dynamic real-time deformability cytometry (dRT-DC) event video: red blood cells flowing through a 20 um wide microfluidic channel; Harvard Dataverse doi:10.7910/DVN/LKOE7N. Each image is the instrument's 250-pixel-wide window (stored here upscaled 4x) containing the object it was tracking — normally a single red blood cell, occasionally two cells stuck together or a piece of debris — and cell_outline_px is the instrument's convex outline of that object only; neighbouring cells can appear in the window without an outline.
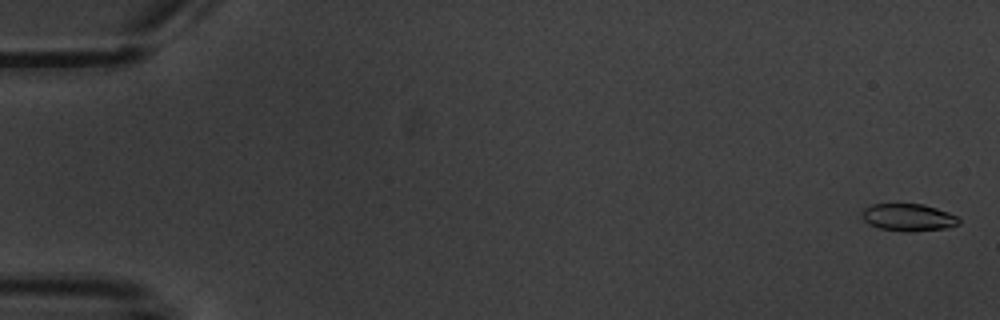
{"species": "common noctule bat (a hibernating species)", "species_latin": "Nyctalus noctula", "temperature_condition": "warm", "stored_images_in_passage": 5, "camera_frame_rate_fps": 3000, "um_per_image_px": 0.085, "animal": {"sex": "male", "body_mass_g": 20.1, "forearm_length_mm": 53.5}, "frame": {"image": 1, "passage_image": 1, "time_ms": 0.0, "image_size_px": [1000, 320], "cell_outline_px": [[960, 224], [944, 228], [912, 232], [904, 232], [880, 228], [868, 224], [860, 216], [860, 212], [864, 208], [872, 204], [924, 204], [948, 212], [956, 216], [960, 220]], "centroid_in_image_um": [77.17, 18.48], "position_along_channel_um": 7.8, "area_um2": 15.55}}
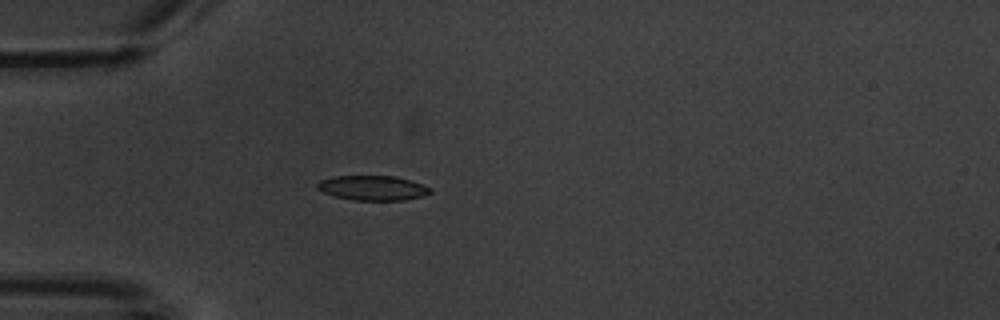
{"frame": {"image": 2, "passage_image": 5, "time_ms": 5.333, "image_size_px": [1000, 320], "cell_outline_px": [[432, 192], [424, 196], [404, 200], [352, 200], [336, 196], [324, 192], [316, 188], [316, 184], [320, 180], [332, 176], [396, 176], [432, 188]], "centroid_in_image_um": [31.67, 15.97], "position_along_channel_um": 53.3, "area_um2": 16.24}}